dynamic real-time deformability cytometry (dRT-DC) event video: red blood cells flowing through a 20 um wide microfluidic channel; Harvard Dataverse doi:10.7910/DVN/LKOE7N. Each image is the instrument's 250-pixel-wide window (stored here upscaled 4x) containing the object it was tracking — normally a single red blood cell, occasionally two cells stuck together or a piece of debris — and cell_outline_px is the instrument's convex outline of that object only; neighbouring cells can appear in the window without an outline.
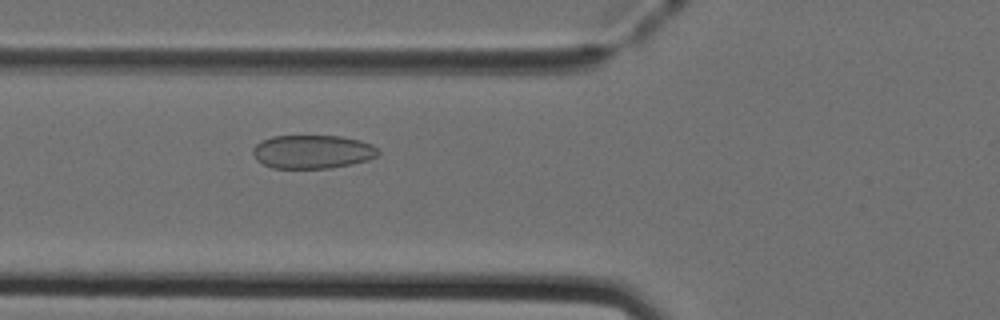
{"species": "Egyptian fruit bat (a non-hibernating species)", "species_latin": "Rousettus aegyptiacus", "temperature_condition": "cold", "stored_images_in_passage": 41, "camera_frame_rate_fps": 3000, "um_per_image_px": 0.085, "animal": {"sex": "female"}, "frame": {"image": 1, "passage_image": 9, "time_ms": 2.667, "image_size_px": [1000, 320], "cell_outline_px": [[380, 152], [376, 156], [368, 160], [352, 164], [332, 168], [272, 168], [256, 160], [252, 152], [252, 148], [260, 140], [272, 136], [340, 136], [360, 140], [372, 144]], "centroid_in_image_um": [26.54, 12.9], "position_along_channel_um": 99.3, "area_um2": 24.68}}
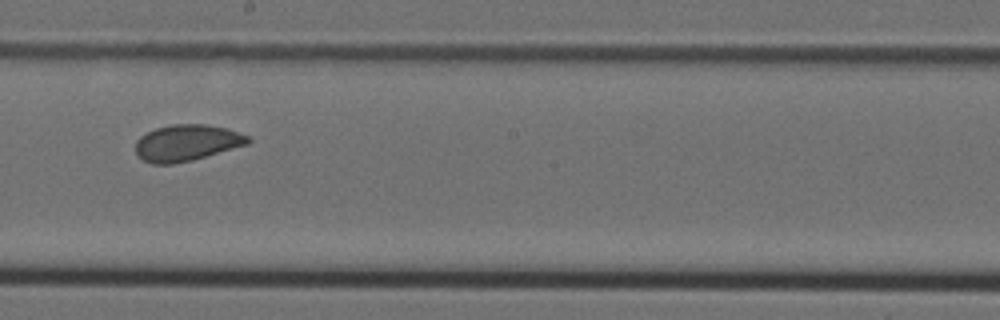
{"frame": {"image": 2, "passage_image": 19, "time_ms": 6.0, "image_size_px": [1000, 320], "cell_outline_px": [[252, 140], [248, 144], [192, 160], [172, 164], [152, 164], [136, 156], [136, 140], [140, 136], [156, 128], [172, 124], [204, 124], [228, 128], [248, 136]], "centroid_in_image_um": [15.86, 12.14], "position_along_channel_um": 232.3, "area_um2": 23.81}}
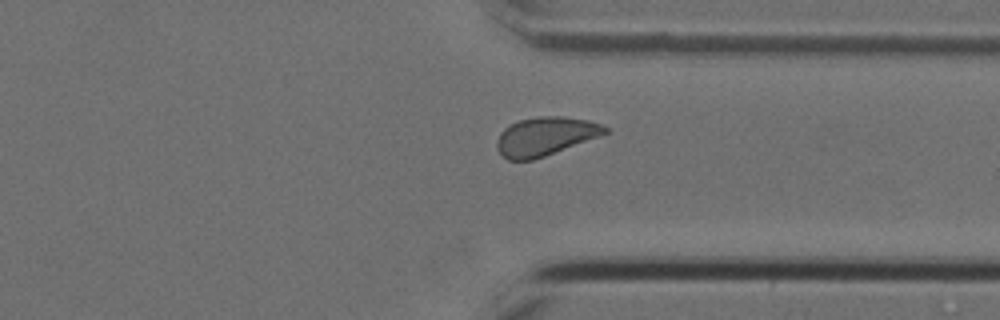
{"frame": {"image": 3, "passage_image": 29, "time_ms": 9.333, "image_size_px": [1000, 320], "cell_outline_px": [[608, 132], [600, 136], [544, 156], [532, 160], [508, 160], [496, 148], [496, 140], [500, 132], [508, 124], [520, 120], [540, 116], [564, 116], [588, 120], [600, 124], [608, 128]], "centroid_in_image_um": [46.32, 11.57], "position_along_channel_um": 365.1, "area_um2": 24.22}, "authors_computed_cell_mechanics": {"area_um2": 23.8136, "velocity_mm_per_s": 3.9853, "shape_relaxation_time_tau1_ms": 3.6706, "shape_relaxation_time_tau2_ms": 1.6353, "deformation_change_tau1": 0.0673, "deformation_change_tau2": 0.0433}}